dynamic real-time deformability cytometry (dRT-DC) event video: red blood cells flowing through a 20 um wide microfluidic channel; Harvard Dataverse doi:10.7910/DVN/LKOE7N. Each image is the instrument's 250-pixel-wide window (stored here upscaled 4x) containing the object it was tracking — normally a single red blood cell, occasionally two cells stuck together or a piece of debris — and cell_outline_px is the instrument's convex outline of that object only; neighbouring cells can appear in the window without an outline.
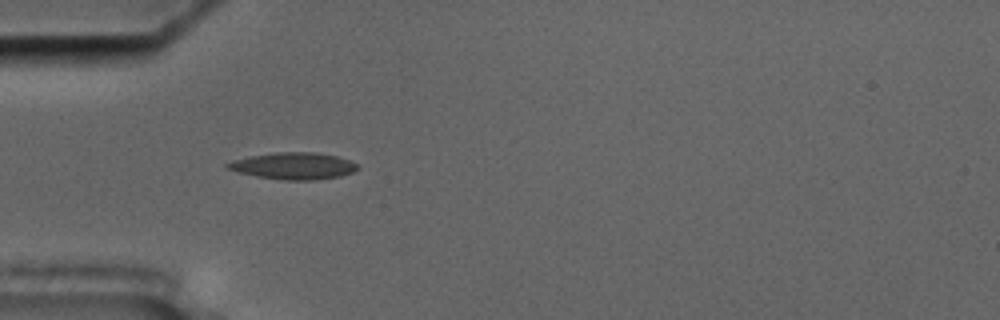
{"species": "common noctule bat (a hibernating species)", "species_latin": "Nyctalus noctula", "temperature_condition": "cold", "stored_images_in_passage": 45, "camera_frame_rate_fps": 3000, "um_per_image_px": 0.085, "animal": {"sex": "male", "body_mass_g": 17.5, "forearm_length_mm": 52.3}, "frame": {"image": 1, "passage_image": 6, "time_ms": 1.667, "image_size_px": [1000, 320], "cell_outline_px": [[360, 168], [352, 172], [340, 176], [312, 180], [288, 180], [256, 176], [224, 168], [224, 164], [232, 160], [248, 156], [276, 152], [312, 152], [336, 156], [348, 160], [356, 164]], "centroid_in_image_um": [24.9, 14.09], "position_along_channel_um": 60.1, "area_um2": 20.17}}
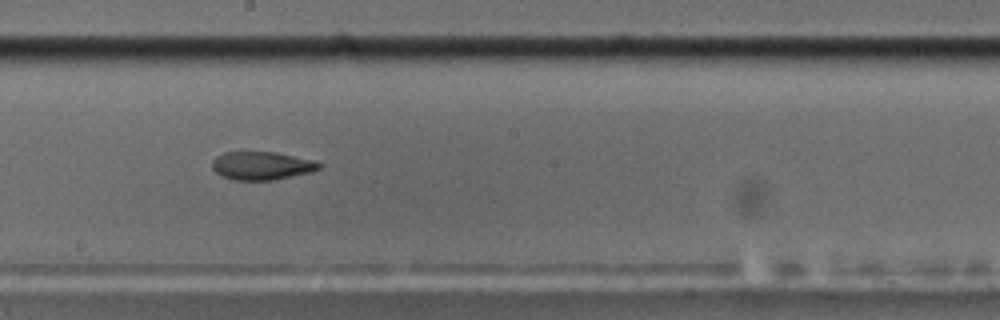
{"frame": {"image": 2, "passage_image": 20, "time_ms": 6.333, "image_size_px": [1000, 320], "cell_outline_px": [[324, 164], [320, 168], [312, 172], [272, 180], [232, 180], [216, 172], [212, 168], [212, 160], [216, 156], [224, 152], [276, 152], [316, 160]], "centroid_in_image_um": [22.29, 14.08], "position_along_channel_um": 225.9, "area_um2": 17.74}}
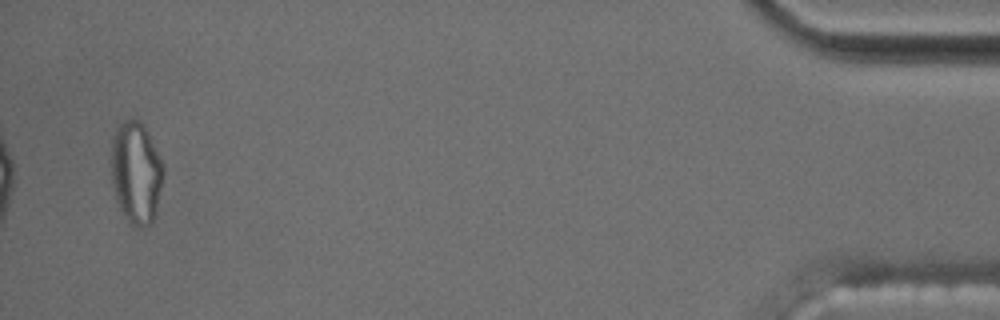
{"frame": {"image": 3, "passage_image": 43, "time_ms": 14.0, "image_size_px": [1000, 320], "cell_outline_px": [[164, 172], [156, 208], [152, 220], [148, 224], [140, 228], [132, 228], [124, 216], [116, 200], [112, 184], [112, 136], [116, 128], [124, 120], [132, 116], [140, 120], [144, 124], [164, 164]], "centroid_in_image_um": [11.56, 14.63], "position_along_channel_um": 423.6, "area_um2": 31.27}, "authors_computed_cell_mechanics": {"area_um2": 19.0162, "velocity_mm_per_s": 3.6347, "shape_relaxation_time_tau1_ms": null, "shape_relaxation_time_tau2_ms": 3.7015, "deformation_change_tau1": null, "deformation_change_tau2": 0.1199}}